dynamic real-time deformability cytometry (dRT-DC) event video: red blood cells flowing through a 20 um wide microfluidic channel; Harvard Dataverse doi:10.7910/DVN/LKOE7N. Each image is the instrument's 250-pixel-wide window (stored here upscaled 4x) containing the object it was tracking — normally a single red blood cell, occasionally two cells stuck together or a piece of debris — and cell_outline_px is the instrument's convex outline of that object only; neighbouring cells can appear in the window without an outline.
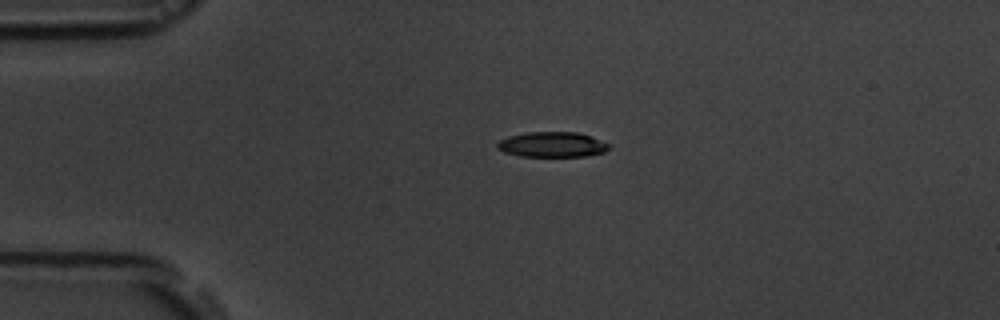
{"species": "common noctule bat (a hibernating species)", "species_latin": "Nyctalus noctula", "temperature_condition": "room temperature", "stored_images_in_passage": 3, "camera_frame_rate_fps": 3000, "um_per_image_px": 0.085, "animal": {"sex": "male", "body_mass_g": 19.5, "forearm_length_mm": 54.6}, "frame": {"image": 1, "passage_image": 1, "time_ms": 0.0, "image_size_px": [1000, 320], "cell_outline_px": [[612, 144], [604, 152], [584, 156], [520, 156], [504, 152], [496, 148], [496, 144], [500, 140], [508, 136], [528, 132], [576, 132], [592, 136]], "centroid_in_image_um": [46.94, 12.28], "position_along_channel_um": 38.1, "area_um2": 16.47}}
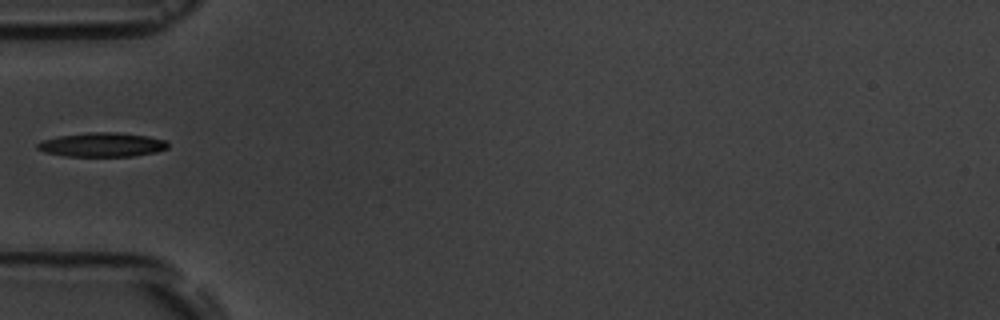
{"frame": {"image": 2, "passage_image": 3, "time_ms": 2.0, "image_size_px": [1000, 320], "cell_outline_px": [[168, 148], [156, 152], [132, 156], [64, 156], [44, 152], [36, 148], [36, 144], [40, 140], [60, 136], [88, 132], [116, 132], [148, 136], [164, 140], [168, 144]], "centroid_in_image_um": [8.64, 12.3], "position_along_channel_um": 76.4, "area_um2": 18.38}}